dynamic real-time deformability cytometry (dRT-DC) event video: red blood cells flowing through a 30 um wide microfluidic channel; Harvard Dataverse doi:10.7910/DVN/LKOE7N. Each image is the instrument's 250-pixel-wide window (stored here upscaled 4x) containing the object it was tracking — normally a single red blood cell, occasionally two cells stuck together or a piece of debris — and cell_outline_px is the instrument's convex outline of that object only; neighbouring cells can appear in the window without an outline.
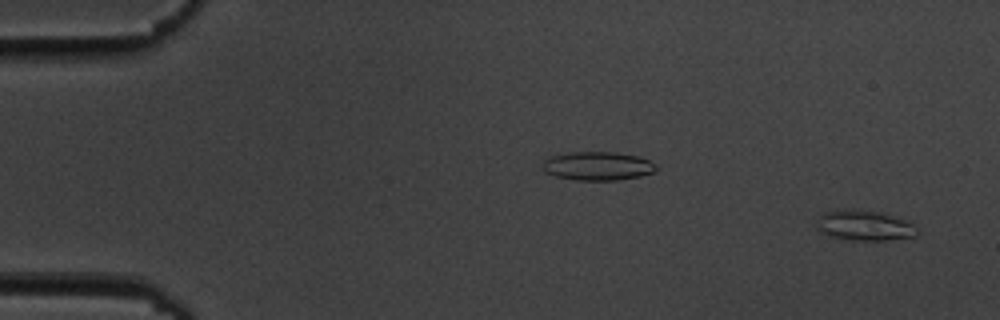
{"species": "common noctule bat (a hibernating species)", "species_latin": "Nyctalus noctula", "temperature_condition": "cold", "stored_images_in_passage": 55, "camera_frame_rate_fps": 3000, "um_per_image_px": 0.085, "animal": {"sex": "male", "body_mass_g": 19.5, "forearm_length_mm": 54.6}, "frame": {"image": 1, "passage_image": 2, "time_ms": 0.333, "image_size_px": [1000, 320], "cell_outline_px": [[920, 228], [916, 236], [888, 240], [852, 240], [828, 236], [820, 232], [816, 228], [820, 216], [824, 212], [884, 212], [904, 220]], "centroid_in_image_um": [73.54, 19.22], "position_along_channel_um": 11.5, "area_um2": 17.11}}
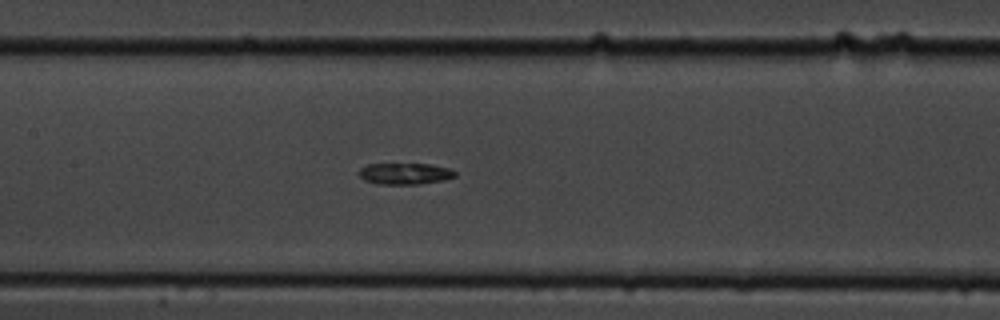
{"frame": {"image": 2, "passage_image": 26, "time_ms": 8.333, "image_size_px": [1000, 320], "cell_outline_px": [[456, 176], [444, 180], [416, 184], [380, 184], [364, 180], [356, 172], [360, 168], [368, 164], [432, 164], [448, 168], [456, 172]], "centroid_in_image_um": [34.4, 14.75], "position_along_channel_um": 173.0, "area_um2": 11.96}}
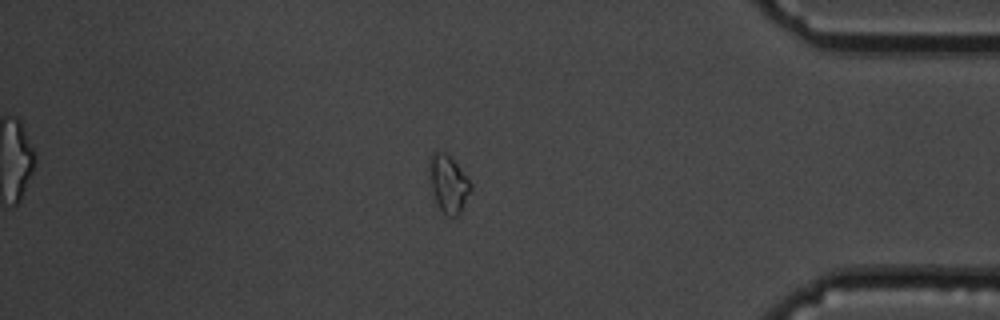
{"frame": {"image": 3, "passage_image": 47, "time_ms": 15.333, "image_size_px": [1000, 320], "cell_outline_px": [[472, 192], [460, 212], [456, 216], [448, 216], [440, 208], [436, 200], [432, 188], [428, 160], [432, 152], [436, 148], [444, 152], [456, 164], [472, 184]], "centroid_in_image_um": [38.12, 15.59], "position_along_channel_um": 397.1, "area_um2": 13.64}}